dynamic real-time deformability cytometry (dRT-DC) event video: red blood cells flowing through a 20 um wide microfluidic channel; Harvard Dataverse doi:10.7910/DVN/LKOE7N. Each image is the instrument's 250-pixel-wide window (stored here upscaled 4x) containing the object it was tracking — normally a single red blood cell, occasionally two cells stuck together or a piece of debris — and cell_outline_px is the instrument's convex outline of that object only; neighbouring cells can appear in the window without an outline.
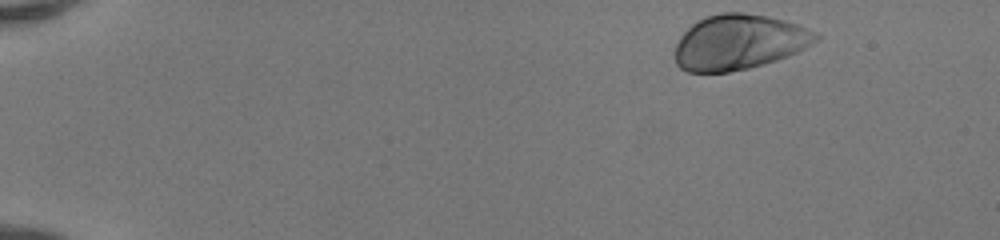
{"species": "human", "species_latin": "Homo sapiens", "temperature_condition": "room temperature", "stored_images_in_passage": 45, "camera_frame_rate_fps": 3000, "um_per_image_px": 0.085, "donor": {"sex": "female"}, "frame": {"image": 1, "passage_image": 1, "time_ms": 0.0, "image_size_px": [1000, 240], "cell_outline_px": [[820, 40], [788, 56], [764, 64], [748, 68], [728, 72], [688, 72], [680, 68], [676, 64], [676, 44], [680, 36], [696, 20], [708, 16], [724, 12], [744, 12], [768, 16], [784, 20], [796, 24], [816, 32], [820, 36]], "centroid_in_image_um": [62.82, 3.58], "position_along_channel_um": 22.2, "area_um2": 45.26}}
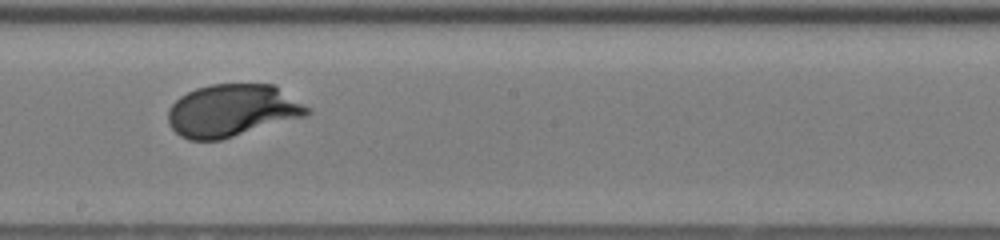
{"frame": {"image": 2, "passage_image": 25, "time_ms": 8.0, "image_size_px": [1000, 240], "cell_outline_px": [[312, 112], [308, 116], [220, 140], [188, 140], [180, 136], [168, 124], [168, 108], [180, 96], [196, 88], [212, 84], [276, 84], [312, 108]], "centroid_in_image_um": [19.79, 9.39], "position_along_channel_um": 228.4, "area_um2": 43.06}}
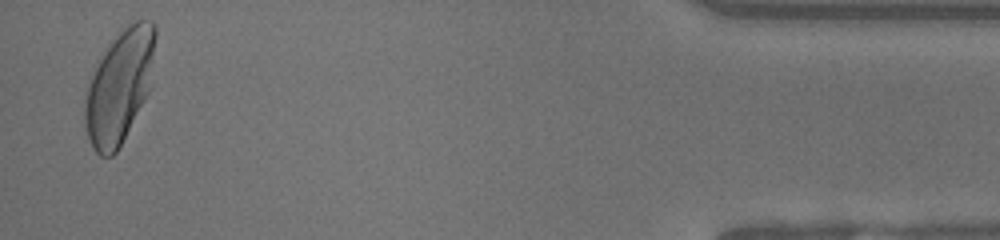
{"frame": {"image": 3, "passage_image": 44, "time_ms": 14.333, "image_size_px": [1000, 240], "cell_outline_px": [[156, 36], [152, 84], [144, 100], [116, 152], [112, 156], [100, 156], [92, 148], [84, 124], [84, 100], [92, 76], [104, 52], [112, 40], [128, 24], [136, 20], [152, 20], [156, 24]], "centroid_in_image_um": [10.18, 7.32], "position_along_channel_um": 425.0, "area_um2": 45.95}, "authors_computed_cell_mechanics": {"area_um2": 42.3096, "velocity_mm_per_s": 4.1591, "shape_relaxation_time_tau1_ms": 2.0893, "shape_relaxation_time_tau2_ms": null, "deformation_change_tau1": 0.1516, "deformation_change_tau2": null}}